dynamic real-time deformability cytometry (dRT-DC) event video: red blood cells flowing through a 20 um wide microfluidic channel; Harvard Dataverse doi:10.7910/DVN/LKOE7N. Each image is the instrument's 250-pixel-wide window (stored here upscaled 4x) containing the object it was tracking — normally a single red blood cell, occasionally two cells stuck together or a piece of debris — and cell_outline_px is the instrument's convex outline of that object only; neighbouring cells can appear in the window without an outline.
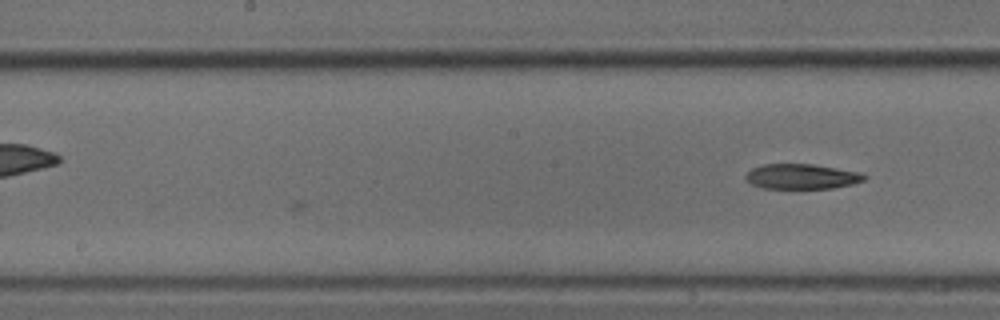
{"species": "common noctule bat (a hibernating species)", "species_latin": "Nyctalus noctula", "temperature_condition": "cold", "stored_images_in_passage": 13, "camera_frame_rate_fps": 3000, "um_per_image_px": 0.085, "animal": {"sex": "male", "body_mass_g": 18.8}, "frame": {"image": 1, "passage_image": 13, "time_ms": 4.0, "image_size_px": [1000, 320], "cell_outline_px": [[868, 176], [864, 180], [852, 184], [832, 188], [764, 188], [752, 184], [744, 176], [752, 168], [764, 164], [812, 164], [864, 172]], "centroid_in_image_um": [68.2, 14.99], "position_along_channel_um": 180.0, "area_um2": 17.34}}